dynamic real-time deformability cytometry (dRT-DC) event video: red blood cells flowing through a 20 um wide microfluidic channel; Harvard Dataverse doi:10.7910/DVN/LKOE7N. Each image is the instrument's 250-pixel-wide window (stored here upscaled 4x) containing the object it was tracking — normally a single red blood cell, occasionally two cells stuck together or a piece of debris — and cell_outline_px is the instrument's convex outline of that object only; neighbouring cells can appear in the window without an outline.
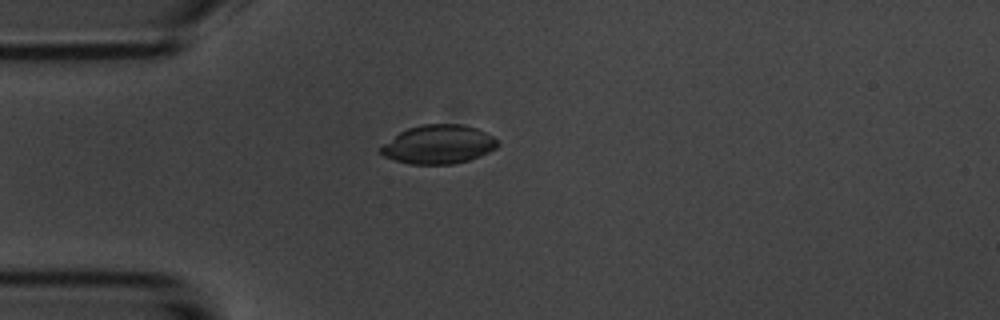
{"species": "common noctule bat (a hibernating species)", "species_latin": "Nyctalus noctula", "temperature_condition": "room temperature", "stored_images_in_passage": 5, "camera_frame_rate_fps": 3000, "um_per_image_px": 0.085, "animal": {"sex": "male", "body_mass_g": 20.1, "forearm_length_mm": 53.5}, "frame": {"image": 1, "passage_image": 5, "time_ms": 4.667, "image_size_px": [1000, 320], "cell_outline_px": [[500, 144], [496, 148], [480, 156], [456, 164], [412, 164], [396, 160], [384, 156], [380, 152], [380, 148], [384, 144], [400, 132], [408, 128], [424, 124], [460, 124], [476, 128], [492, 136]], "centroid_in_image_um": [37.29, 12.28], "position_along_channel_um": 47.7, "area_um2": 26.13}}